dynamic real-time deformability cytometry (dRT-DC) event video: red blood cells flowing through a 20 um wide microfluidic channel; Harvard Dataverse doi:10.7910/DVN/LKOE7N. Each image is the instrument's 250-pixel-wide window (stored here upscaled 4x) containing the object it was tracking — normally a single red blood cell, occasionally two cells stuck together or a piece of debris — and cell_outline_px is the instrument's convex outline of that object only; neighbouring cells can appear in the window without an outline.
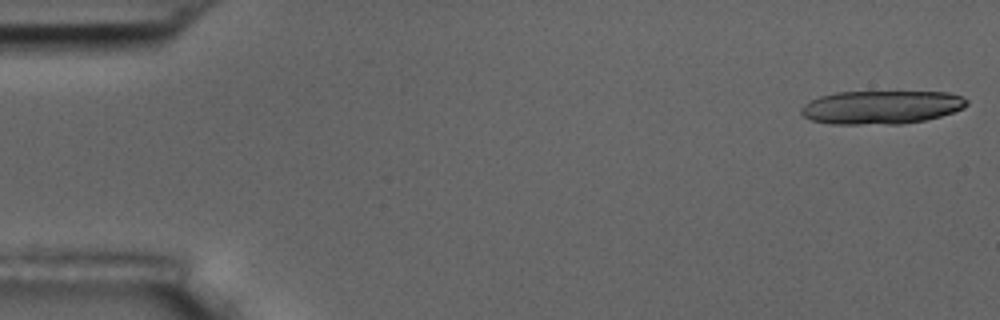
{"species": "common noctule bat (a hibernating species)", "species_latin": "Nyctalus noctula", "temperature_condition": "room temperature", "stored_images_in_passage": 5, "camera_frame_rate_fps": 3000, "um_per_image_px": 0.085, "animal": {"sex": "male", "body_mass_g": 17.5, "forearm_length_mm": 52.3}, "frame": {"image": 1, "passage_image": 1, "time_ms": 0.0, "image_size_px": [1000, 320], "cell_outline_px": [[968, 104], [964, 108], [940, 116], [924, 120], [900, 124], [832, 124], [812, 120], [804, 116], [800, 112], [800, 108], [804, 104], [820, 96], [836, 92], [948, 92], [960, 96], [968, 100]], "centroid_in_image_um": [74.91, 9.11], "position_along_channel_um": 10.1, "area_um2": 32.19}}